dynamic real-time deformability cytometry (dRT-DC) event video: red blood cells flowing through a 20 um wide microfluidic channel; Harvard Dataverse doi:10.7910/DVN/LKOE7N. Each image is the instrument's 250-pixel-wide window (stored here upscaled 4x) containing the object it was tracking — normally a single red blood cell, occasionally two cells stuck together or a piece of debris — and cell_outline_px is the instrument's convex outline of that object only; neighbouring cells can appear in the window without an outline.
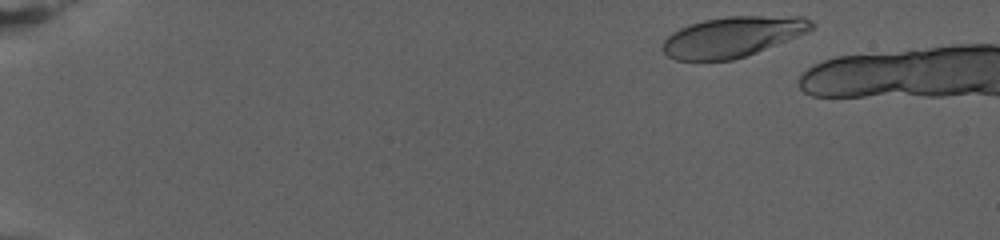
{"species": "human", "species_latin": "Homo sapiens", "temperature_condition": "warm", "stored_images_in_passage": 13, "camera_frame_rate_fps": 3000, "um_per_image_px": 0.085, "donor": {"sex": "female"}, "frame": {"image": 1, "passage_image": 4, "time_ms": 1.0, "image_size_px": [1000, 240], "cell_outline_px": [[816, 24], [808, 32], [756, 52], [732, 60], [676, 60], [668, 56], [660, 48], [664, 40], [672, 32], [680, 28], [704, 20], [728, 16], [804, 16], [812, 20]], "centroid_in_image_um": [62.28, 3.12], "position_along_channel_um": 22.7, "area_um2": 34.91}}